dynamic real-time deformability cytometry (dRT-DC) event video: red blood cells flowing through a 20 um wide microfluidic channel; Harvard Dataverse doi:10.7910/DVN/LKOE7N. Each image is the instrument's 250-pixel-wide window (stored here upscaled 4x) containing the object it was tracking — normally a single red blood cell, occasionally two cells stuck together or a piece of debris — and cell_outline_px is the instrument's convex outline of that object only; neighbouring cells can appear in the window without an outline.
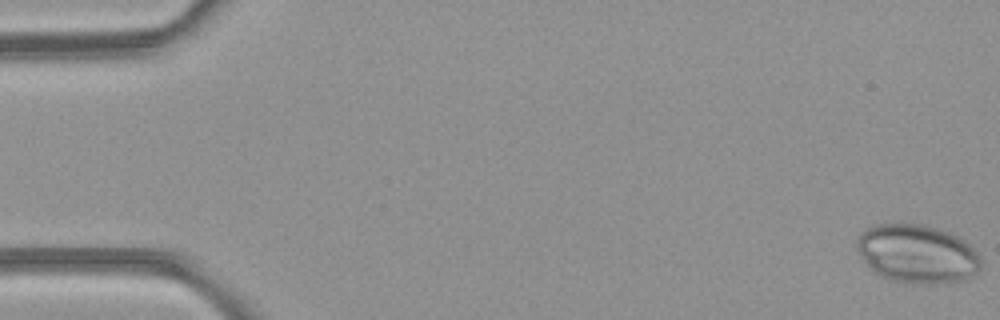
{"species": "common noctule bat (a hibernating species)", "species_latin": "Nyctalus noctula", "temperature_condition": "room temperature", "stored_images_in_passage": 14, "camera_frame_rate_fps": 3000, "um_per_image_px": 0.085, "animal": {"sex": "female", "body_mass_g": 21.9}, "frame": {"image": 1, "passage_image": 1, "time_ms": 0.0, "image_size_px": [1000, 320], "cell_outline_px": [[980, 268], [972, 276], [964, 280], [932, 284], [912, 284], [892, 280], [880, 276], [868, 268], [856, 248], [856, 240], [860, 232], [864, 228], [876, 224], [924, 224], [948, 232], [964, 240], [980, 256]], "centroid_in_image_um": [77.91, 21.58], "position_along_channel_um": 7.1, "area_um2": 42.6}}